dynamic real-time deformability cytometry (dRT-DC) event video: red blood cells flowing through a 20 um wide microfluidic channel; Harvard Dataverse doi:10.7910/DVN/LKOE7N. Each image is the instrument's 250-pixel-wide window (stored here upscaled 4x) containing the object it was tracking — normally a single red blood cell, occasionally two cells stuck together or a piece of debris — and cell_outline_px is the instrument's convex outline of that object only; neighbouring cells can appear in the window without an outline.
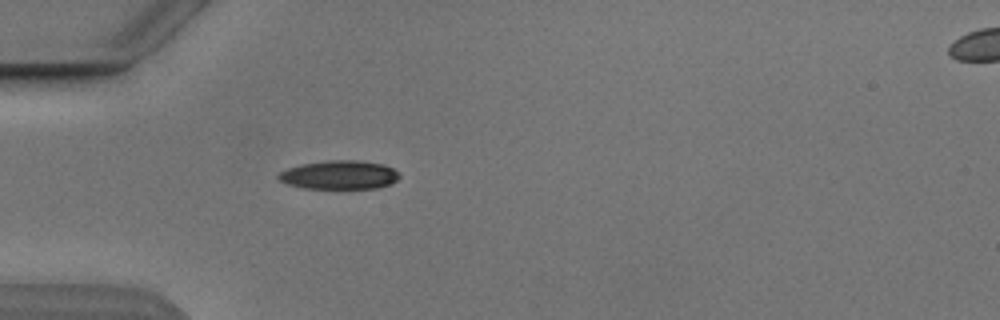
{"species": "Egyptian fruit bat (a non-hibernating species)", "species_latin": "Rousettus aegyptiacus", "temperature_condition": "cold", "stored_images_in_passage": 5, "camera_frame_rate_fps": 3000, "um_per_image_px": 0.085, "animal": {"sex": "male"}, "frame": {"image": 1, "passage_image": 5, "time_ms": 4.667, "image_size_px": [1000, 320], "cell_outline_px": [[400, 176], [392, 184], [376, 188], [304, 188], [288, 184], [280, 180], [276, 176], [280, 172], [288, 168], [300, 164], [328, 160], [360, 160], [384, 164], [392, 168]], "centroid_in_image_um": [28.85, 14.86], "position_along_channel_um": 56.2, "area_um2": 20.23}}